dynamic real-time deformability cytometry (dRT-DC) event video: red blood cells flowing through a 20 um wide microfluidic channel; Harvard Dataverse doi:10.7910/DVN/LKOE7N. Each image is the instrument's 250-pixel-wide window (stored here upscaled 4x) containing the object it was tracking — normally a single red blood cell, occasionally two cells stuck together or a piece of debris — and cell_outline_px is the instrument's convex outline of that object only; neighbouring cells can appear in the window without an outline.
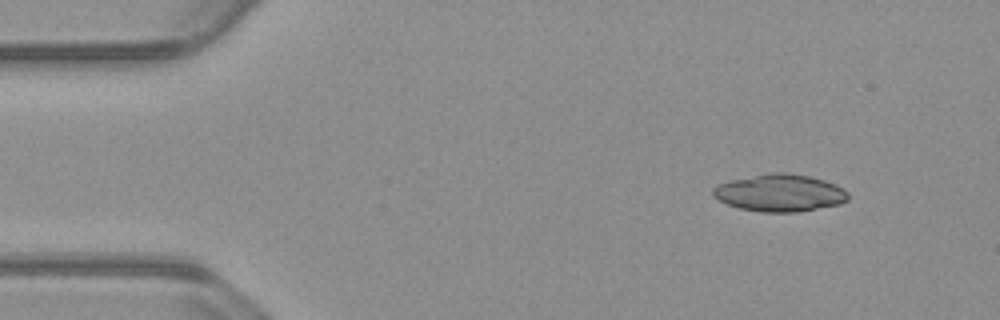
{"species": "common noctule bat (a hibernating species)", "species_latin": "Nyctalus noctula", "temperature_condition": "warm", "stored_images_in_passage": 53, "camera_frame_rate_fps": 3000, "um_per_image_px": 0.085, "animal": {"sex": "male", "body_mass_g": 23.1, "forearm_length_mm": 52.7}, "frame": {"image": 1, "passage_image": 5, "time_ms": 1.333, "image_size_px": [1000, 320], "cell_outline_px": [[848, 200], [840, 204], [796, 212], [764, 212], [740, 208], [728, 204], [712, 196], [712, 188], [716, 184], [728, 180], [772, 172], [788, 172], [808, 176], [824, 180], [836, 184], [844, 188], [848, 192]], "centroid_in_image_um": [66.28, 16.38], "position_along_channel_um": 18.7, "area_um2": 29.48}}